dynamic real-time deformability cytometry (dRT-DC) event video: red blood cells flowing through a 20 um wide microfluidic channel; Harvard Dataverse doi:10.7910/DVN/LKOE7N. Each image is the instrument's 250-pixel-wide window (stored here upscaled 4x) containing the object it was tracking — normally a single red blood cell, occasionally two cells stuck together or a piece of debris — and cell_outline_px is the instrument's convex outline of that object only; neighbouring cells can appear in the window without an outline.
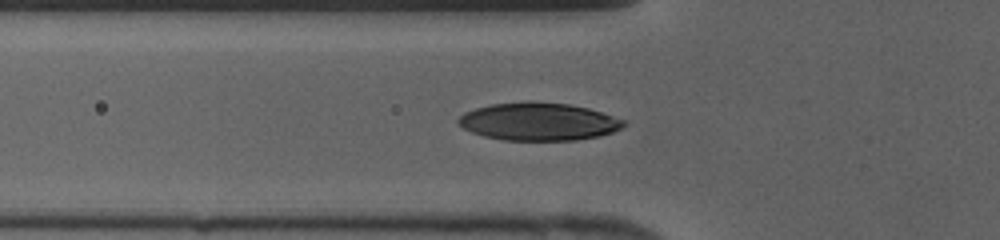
{"species": "human", "species_latin": "Homo sapiens", "temperature_condition": "cold", "stored_images_in_passage": 30, "camera_frame_rate_fps": 3000, "um_per_image_px": 0.085, "donor": {"sex": "female"}, "frame": {"image": 1, "passage_image": 4, "time_ms": 1.0, "image_size_px": [1000, 240], "cell_outline_px": [[628, 124], [612, 132], [600, 136], [576, 140], [504, 140], [484, 136], [472, 132], [464, 128], [456, 120], [464, 112], [476, 108], [492, 104], [528, 100], [532, 100], [568, 104], [588, 108], [624, 120]], "centroid_in_image_um": [45.77, 10.32], "position_along_channel_um": 80.0, "area_um2": 36.47}}
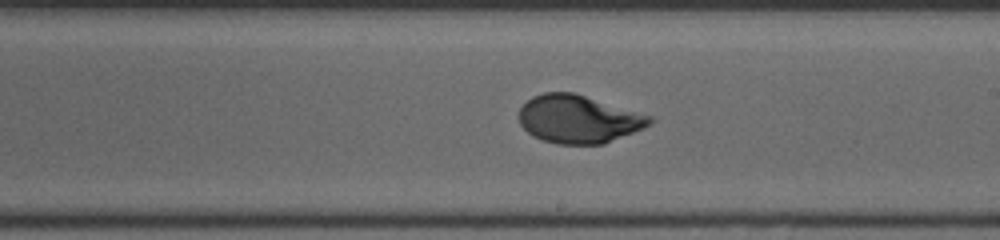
{"frame": {"image": 2, "passage_image": 14, "time_ms": 4.333, "image_size_px": [1000, 240], "cell_outline_px": [[652, 124], [644, 128], [604, 144], [556, 144], [532, 136], [520, 124], [520, 108], [532, 96], [544, 92], [572, 92], [652, 116]], "centroid_in_image_um": [49.17, 10.13], "position_along_channel_um": 239.8, "area_um2": 36.36}}
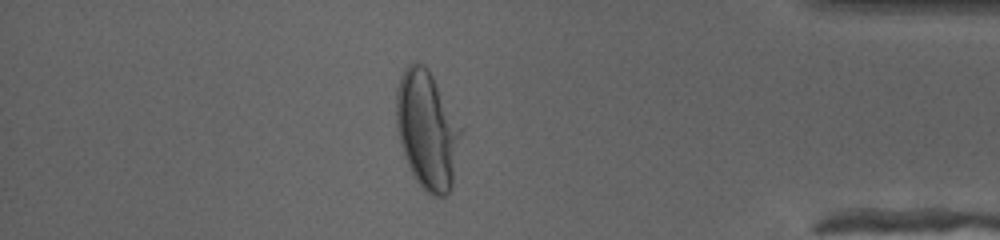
{"frame": {"image": 3, "passage_image": 26, "time_ms": 8.333, "image_size_px": [1000, 240], "cell_outline_px": [[464, 132], [452, 184], [448, 192], [444, 196], [432, 196], [416, 180], [404, 156], [400, 144], [396, 128], [396, 92], [400, 76], [404, 68], [412, 60], [416, 60], [424, 64], [428, 68], [464, 128]], "centroid_in_image_um": [36.33, 10.99], "position_along_channel_um": 398.9, "area_um2": 45.37}}